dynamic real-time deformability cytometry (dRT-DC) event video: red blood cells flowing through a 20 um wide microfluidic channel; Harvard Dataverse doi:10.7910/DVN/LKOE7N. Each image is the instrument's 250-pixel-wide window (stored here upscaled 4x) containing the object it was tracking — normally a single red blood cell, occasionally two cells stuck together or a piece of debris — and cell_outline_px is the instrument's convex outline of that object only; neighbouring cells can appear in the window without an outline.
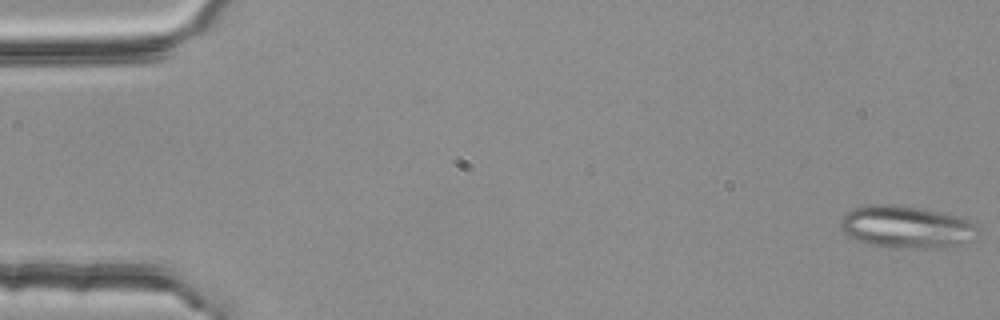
{"species": "common noctule bat (a hibernating species)", "species_latin": "Nyctalus noctula", "temperature_condition": "room temperature", "stored_images_in_passage": 54, "camera_frame_rate_fps": 3000, "um_per_image_px": 0.085, "animal": {"sex": "female", "body_mass_g": 25.1}, "frame": {"image": 1, "passage_image": 1, "time_ms": 0.0, "image_size_px": [1000, 320], "cell_outline_px": [[980, 236], [960, 244], [920, 248], [900, 248], [868, 244], [856, 240], [848, 236], [840, 228], [840, 216], [852, 208], [868, 204], [896, 204], [920, 208], [956, 216], [968, 220], [976, 224], [980, 228]], "centroid_in_image_um": [77.01, 19.27], "position_along_channel_um": 8.0, "area_um2": 34.04}}
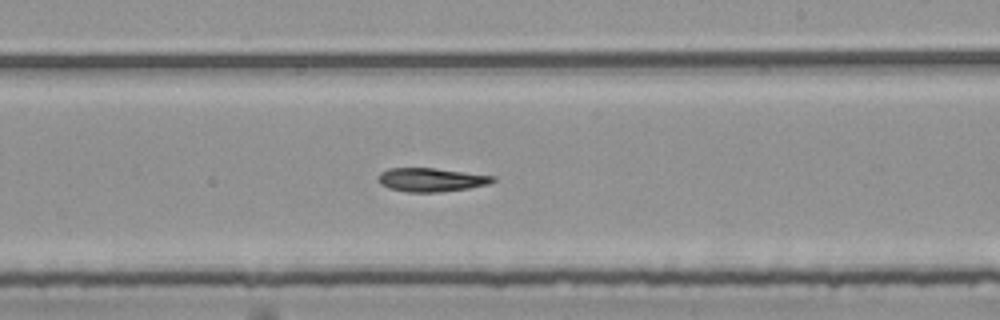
{"frame": {"image": 2, "passage_image": 32, "time_ms": 10.333, "image_size_px": [1000, 320], "cell_outline_px": [[496, 180], [488, 184], [468, 188], [440, 192], [408, 192], [388, 188], [380, 184], [376, 176], [380, 172], [388, 168], [432, 168], [496, 176]], "centroid_in_image_um": [36.61, 15.28], "position_along_channel_um": 252.4, "area_um2": 15.84}}
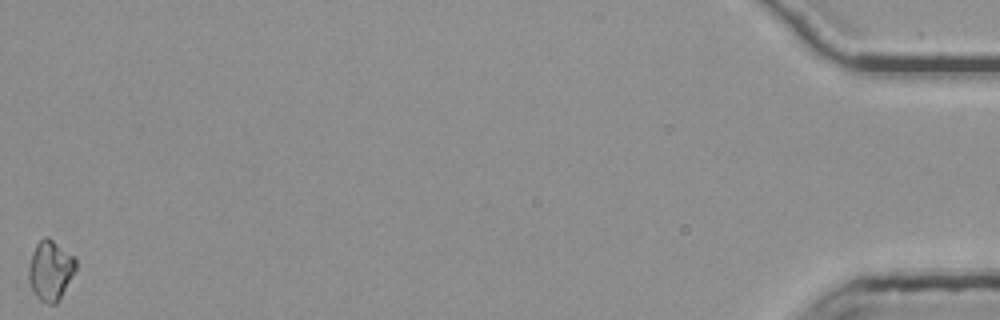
{"frame": {"image": 3, "passage_image": 54, "time_ms": 17.667, "image_size_px": [1000, 320], "cell_outline_px": [[76, 268], [56, 304], [48, 304], [40, 300], [36, 296], [28, 280], [28, 268], [32, 252], [36, 244], [44, 236], [48, 236], [76, 256]], "centroid_in_image_um": [4.28, 22.94], "position_along_channel_um": 430.9, "area_um2": 16.47}}